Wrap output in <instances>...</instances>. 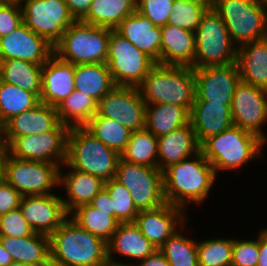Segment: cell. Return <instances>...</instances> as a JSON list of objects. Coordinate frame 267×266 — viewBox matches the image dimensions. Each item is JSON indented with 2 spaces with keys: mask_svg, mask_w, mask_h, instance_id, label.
<instances>
[{
  "mask_svg": "<svg viewBox=\"0 0 267 266\" xmlns=\"http://www.w3.org/2000/svg\"><path fill=\"white\" fill-rule=\"evenodd\" d=\"M231 115L233 125L257 135L267 144L264 131L267 124L266 89L240 81L232 98Z\"/></svg>",
  "mask_w": 267,
  "mask_h": 266,
  "instance_id": "14",
  "label": "cell"
},
{
  "mask_svg": "<svg viewBox=\"0 0 267 266\" xmlns=\"http://www.w3.org/2000/svg\"><path fill=\"white\" fill-rule=\"evenodd\" d=\"M22 195L0 178V216L19 208Z\"/></svg>",
  "mask_w": 267,
  "mask_h": 266,
  "instance_id": "47",
  "label": "cell"
},
{
  "mask_svg": "<svg viewBox=\"0 0 267 266\" xmlns=\"http://www.w3.org/2000/svg\"><path fill=\"white\" fill-rule=\"evenodd\" d=\"M213 9L237 47L267 38V12L258 0H216Z\"/></svg>",
  "mask_w": 267,
  "mask_h": 266,
  "instance_id": "9",
  "label": "cell"
},
{
  "mask_svg": "<svg viewBox=\"0 0 267 266\" xmlns=\"http://www.w3.org/2000/svg\"><path fill=\"white\" fill-rule=\"evenodd\" d=\"M49 239L51 266H110L107 242L83 229L70 216Z\"/></svg>",
  "mask_w": 267,
  "mask_h": 266,
  "instance_id": "2",
  "label": "cell"
},
{
  "mask_svg": "<svg viewBox=\"0 0 267 266\" xmlns=\"http://www.w3.org/2000/svg\"><path fill=\"white\" fill-rule=\"evenodd\" d=\"M161 65L194 64L195 32L166 24L161 27Z\"/></svg>",
  "mask_w": 267,
  "mask_h": 266,
  "instance_id": "27",
  "label": "cell"
},
{
  "mask_svg": "<svg viewBox=\"0 0 267 266\" xmlns=\"http://www.w3.org/2000/svg\"><path fill=\"white\" fill-rule=\"evenodd\" d=\"M115 179L130 192L139 212L153 210L166 203L163 172L159 168L130 163L120 157Z\"/></svg>",
  "mask_w": 267,
  "mask_h": 266,
  "instance_id": "10",
  "label": "cell"
},
{
  "mask_svg": "<svg viewBox=\"0 0 267 266\" xmlns=\"http://www.w3.org/2000/svg\"><path fill=\"white\" fill-rule=\"evenodd\" d=\"M208 8L192 0H174L167 24L195 32Z\"/></svg>",
  "mask_w": 267,
  "mask_h": 266,
  "instance_id": "41",
  "label": "cell"
},
{
  "mask_svg": "<svg viewBox=\"0 0 267 266\" xmlns=\"http://www.w3.org/2000/svg\"><path fill=\"white\" fill-rule=\"evenodd\" d=\"M3 131V121L1 120V115H0V132L2 133Z\"/></svg>",
  "mask_w": 267,
  "mask_h": 266,
  "instance_id": "58",
  "label": "cell"
},
{
  "mask_svg": "<svg viewBox=\"0 0 267 266\" xmlns=\"http://www.w3.org/2000/svg\"><path fill=\"white\" fill-rule=\"evenodd\" d=\"M84 127L94 137L110 149L116 151L119 155L124 152L132 134L129 128L118 123L116 120L99 116L97 113Z\"/></svg>",
  "mask_w": 267,
  "mask_h": 266,
  "instance_id": "36",
  "label": "cell"
},
{
  "mask_svg": "<svg viewBox=\"0 0 267 266\" xmlns=\"http://www.w3.org/2000/svg\"><path fill=\"white\" fill-rule=\"evenodd\" d=\"M114 30L129 40L155 64H161L162 33L160 26H155L147 17L135 11Z\"/></svg>",
  "mask_w": 267,
  "mask_h": 266,
  "instance_id": "22",
  "label": "cell"
},
{
  "mask_svg": "<svg viewBox=\"0 0 267 266\" xmlns=\"http://www.w3.org/2000/svg\"><path fill=\"white\" fill-rule=\"evenodd\" d=\"M106 64L118 86L138 87L155 63L115 30L110 32Z\"/></svg>",
  "mask_w": 267,
  "mask_h": 266,
  "instance_id": "11",
  "label": "cell"
},
{
  "mask_svg": "<svg viewBox=\"0 0 267 266\" xmlns=\"http://www.w3.org/2000/svg\"><path fill=\"white\" fill-rule=\"evenodd\" d=\"M43 65L25 60H0V79L8 84L35 93L40 97L42 91Z\"/></svg>",
  "mask_w": 267,
  "mask_h": 266,
  "instance_id": "32",
  "label": "cell"
},
{
  "mask_svg": "<svg viewBox=\"0 0 267 266\" xmlns=\"http://www.w3.org/2000/svg\"><path fill=\"white\" fill-rule=\"evenodd\" d=\"M120 156L130 163L158 168L157 137L146 128L132 131L130 140Z\"/></svg>",
  "mask_w": 267,
  "mask_h": 266,
  "instance_id": "37",
  "label": "cell"
},
{
  "mask_svg": "<svg viewBox=\"0 0 267 266\" xmlns=\"http://www.w3.org/2000/svg\"><path fill=\"white\" fill-rule=\"evenodd\" d=\"M137 0H93L84 23L115 29L128 15L136 11Z\"/></svg>",
  "mask_w": 267,
  "mask_h": 266,
  "instance_id": "33",
  "label": "cell"
},
{
  "mask_svg": "<svg viewBox=\"0 0 267 266\" xmlns=\"http://www.w3.org/2000/svg\"><path fill=\"white\" fill-rule=\"evenodd\" d=\"M69 216L83 229L108 242L119 222L109 212H103L90 204L78 206Z\"/></svg>",
  "mask_w": 267,
  "mask_h": 266,
  "instance_id": "38",
  "label": "cell"
},
{
  "mask_svg": "<svg viewBox=\"0 0 267 266\" xmlns=\"http://www.w3.org/2000/svg\"><path fill=\"white\" fill-rule=\"evenodd\" d=\"M0 163L1 177L22 196L52 194L59 190L58 164L15 158L4 149L0 152Z\"/></svg>",
  "mask_w": 267,
  "mask_h": 266,
  "instance_id": "7",
  "label": "cell"
},
{
  "mask_svg": "<svg viewBox=\"0 0 267 266\" xmlns=\"http://www.w3.org/2000/svg\"><path fill=\"white\" fill-rule=\"evenodd\" d=\"M3 146H2V133L0 132V152L3 150Z\"/></svg>",
  "mask_w": 267,
  "mask_h": 266,
  "instance_id": "57",
  "label": "cell"
},
{
  "mask_svg": "<svg viewBox=\"0 0 267 266\" xmlns=\"http://www.w3.org/2000/svg\"><path fill=\"white\" fill-rule=\"evenodd\" d=\"M13 261L12 256L3 248L0 242V266H7Z\"/></svg>",
  "mask_w": 267,
  "mask_h": 266,
  "instance_id": "52",
  "label": "cell"
},
{
  "mask_svg": "<svg viewBox=\"0 0 267 266\" xmlns=\"http://www.w3.org/2000/svg\"><path fill=\"white\" fill-rule=\"evenodd\" d=\"M258 258V232L254 239H239V236L234 238L231 266H257Z\"/></svg>",
  "mask_w": 267,
  "mask_h": 266,
  "instance_id": "44",
  "label": "cell"
},
{
  "mask_svg": "<svg viewBox=\"0 0 267 266\" xmlns=\"http://www.w3.org/2000/svg\"><path fill=\"white\" fill-rule=\"evenodd\" d=\"M187 214L183 208L165 203L153 210L140 211L134 223L140 232L159 249L169 237L189 221Z\"/></svg>",
  "mask_w": 267,
  "mask_h": 266,
  "instance_id": "18",
  "label": "cell"
},
{
  "mask_svg": "<svg viewBox=\"0 0 267 266\" xmlns=\"http://www.w3.org/2000/svg\"><path fill=\"white\" fill-rule=\"evenodd\" d=\"M208 237L197 241L199 266H231L234 237Z\"/></svg>",
  "mask_w": 267,
  "mask_h": 266,
  "instance_id": "40",
  "label": "cell"
},
{
  "mask_svg": "<svg viewBox=\"0 0 267 266\" xmlns=\"http://www.w3.org/2000/svg\"><path fill=\"white\" fill-rule=\"evenodd\" d=\"M97 114L137 131L145 128L146 103L138 87L116 85L99 100Z\"/></svg>",
  "mask_w": 267,
  "mask_h": 266,
  "instance_id": "15",
  "label": "cell"
},
{
  "mask_svg": "<svg viewBox=\"0 0 267 266\" xmlns=\"http://www.w3.org/2000/svg\"><path fill=\"white\" fill-rule=\"evenodd\" d=\"M174 0H137L136 11L155 26H165L172 13Z\"/></svg>",
  "mask_w": 267,
  "mask_h": 266,
  "instance_id": "43",
  "label": "cell"
},
{
  "mask_svg": "<svg viewBox=\"0 0 267 266\" xmlns=\"http://www.w3.org/2000/svg\"><path fill=\"white\" fill-rule=\"evenodd\" d=\"M198 3H201L209 8H213L216 0H192Z\"/></svg>",
  "mask_w": 267,
  "mask_h": 266,
  "instance_id": "53",
  "label": "cell"
},
{
  "mask_svg": "<svg viewBox=\"0 0 267 266\" xmlns=\"http://www.w3.org/2000/svg\"><path fill=\"white\" fill-rule=\"evenodd\" d=\"M39 102V97L35 93L0 79V115L3 129L11 118L33 108Z\"/></svg>",
  "mask_w": 267,
  "mask_h": 266,
  "instance_id": "39",
  "label": "cell"
},
{
  "mask_svg": "<svg viewBox=\"0 0 267 266\" xmlns=\"http://www.w3.org/2000/svg\"><path fill=\"white\" fill-rule=\"evenodd\" d=\"M190 123V111L174 104L146 105L145 128L159 137Z\"/></svg>",
  "mask_w": 267,
  "mask_h": 266,
  "instance_id": "31",
  "label": "cell"
},
{
  "mask_svg": "<svg viewBox=\"0 0 267 266\" xmlns=\"http://www.w3.org/2000/svg\"><path fill=\"white\" fill-rule=\"evenodd\" d=\"M157 144L158 168L162 172L170 165L179 163L200 151V144L191 123L157 137Z\"/></svg>",
  "mask_w": 267,
  "mask_h": 266,
  "instance_id": "26",
  "label": "cell"
},
{
  "mask_svg": "<svg viewBox=\"0 0 267 266\" xmlns=\"http://www.w3.org/2000/svg\"><path fill=\"white\" fill-rule=\"evenodd\" d=\"M259 258L257 266H267V230L259 228L258 231Z\"/></svg>",
  "mask_w": 267,
  "mask_h": 266,
  "instance_id": "50",
  "label": "cell"
},
{
  "mask_svg": "<svg viewBox=\"0 0 267 266\" xmlns=\"http://www.w3.org/2000/svg\"><path fill=\"white\" fill-rule=\"evenodd\" d=\"M23 23L20 3L0 2V38L10 34Z\"/></svg>",
  "mask_w": 267,
  "mask_h": 266,
  "instance_id": "46",
  "label": "cell"
},
{
  "mask_svg": "<svg viewBox=\"0 0 267 266\" xmlns=\"http://www.w3.org/2000/svg\"><path fill=\"white\" fill-rule=\"evenodd\" d=\"M23 23L53 47L76 20L64 0H22Z\"/></svg>",
  "mask_w": 267,
  "mask_h": 266,
  "instance_id": "12",
  "label": "cell"
},
{
  "mask_svg": "<svg viewBox=\"0 0 267 266\" xmlns=\"http://www.w3.org/2000/svg\"><path fill=\"white\" fill-rule=\"evenodd\" d=\"M97 102L74 90L57 108L59 122L71 127H84L97 113Z\"/></svg>",
  "mask_w": 267,
  "mask_h": 266,
  "instance_id": "35",
  "label": "cell"
},
{
  "mask_svg": "<svg viewBox=\"0 0 267 266\" xmlns=\"http://www.w3.org/2000/svg\"><path fill=\"white\" fill-rule=\"evenodd\" d=\"M148 104H174L191 111L196 98L194 69L189 66L155 64L138 86Z\"/></svg>",
  "mask_w": 267,
  "mask_h": 266,
  "instance_id": "4",
  "label": "cell"
},
{
  "mask_svg": "<svg viewBox=\"0 0 267 266\" xmlns=\"http://www.w3.org/2000/svg\"><path fill=\"white\" fill-rule=\"evenodd\" d=\"M113 29L75 21L54 46L61 60L76 64L106 63L108 42Z\"/></svg>",
  "mask_w": 267,
  "mask_h": 266,
  "instance_id": "6",
  "label": "cell"
},
{
  "mask_svg": "<svg viewBox=\"0 0 267 266\" xmlns=\"http://www.w3.org/2000/svg\"><path fill=\"white\" fill-rule=\"evenodd\" d=\"M195 100L231 104L236 85L240 82L236 63L227 66H207L194 69Z\"/></svg>",
  "mask_w": 267,
  "mask_h": 266,
  "instance_id": "17",
  "label": "cell"
},
{
  "mask_svg": "<svg viewBox=\"0 0 267 266\" xmlns=\"http://www.w3.org/2000/svg\"><path fill=\"white\" fill-rule=\"evenodd\" d=\"M190 123L201 145L209 137L233 125L231 104L195 100L190 111Z\"/></svg>",
  "mask_w": 267,
  "mask_h": 266,
  "instance_id": "25",
  "label": "cell"
},
{
  "mask_svg": "<svg viewBox=\"0 0 267 266\" xmlns=\"http://www.w3.org/2000/svg\"><path fill=\"white\" fill-rule=\"evenodd\" d=\"M33 233L20 208L0 216V236L21 238L30 236Z\"/></svg>",
  "mask_w": 267,
  "mask_h": 266,
  "instance_id": "45",
  "label": "cell"
},
{
  "mask_svg": "<svg viewBox=\"0 0 267 266\" xmlns=\"http://www.w3.org/2000/svg\"><path fill=\"white\" fill-rule=\"evenodd\" d=\"M7 266H29V265H26V264L21 263V262L13 261L12 263H10V264L7 265Z\"/></svg>",
  "mask_w": 267,
  "mask_h": 266,
  "instance_id": "54",
  "label": "cell"
},
{
  "mask_svg": "<svg viewBox=\"0 0 267 266\" xmlns=\"http://www.w3.org/2000/svg\"><path fill=\"white\" fill-rule=\"evenodd\" d=\"M22 0H0V2H15L20 3Z\"/></svg>",
  "mask_w": 267,
  "mask_h": 266,
  "instance_id": "56",
  "label": "cell"
},
{
  "mask_svg": "<svg viewBox=\"0 0 267 266\" xmlns=\"http://www.w3.org/2000/svg\"><path fill=\"white\" fill-rule=\"evenodd\" d=\"M115 266H136V265H115Z\"/></svg>",
  "mask_w": 267,
  "mask_h": 266,
  "instance_id": "59",
  "label": "cell"
},
{
  "mask_svg": "<svg viewBox=\"0 0 267 266\" xmlns=\"http://www.w3.org/2000/svg\"><path fill=\"white\" fill-rule=\"evenodd\" d=\"M0 242L16 262L29 266H51L48 236L38 233L21 238L0 236Z\"/></svg>",
  "mask_w": 267,
  "mask_h": 266,
  "instance_id": "29",
  "label": "cell"
},
{
  "mask_svg": "<svg viewBox=\"0 0 267 266\" xmlns=\"http://www.w3.org/2000/svg\"><path fill=\"white\" fill-rule=\"evenodd\" d=\"M74 81L75 90L97 103L116 86L106 63L76 64Z\"/></svg>",
  "mask_w": 267,
  "mask_h": 266,
  "instance_id": "30",
  "label": "cell"
},
{
  "mask_svg": "<svg viewBox=\"0 0 267 266\" xmlns=\"http://www.w3.org/2000/svg\"><path fill=\"white\" fill-rule=\"evenodd\" d=\"M266 143L257 135L232 125L229 129L206 139L200 150L213 166L215 173L239 172L247 164L259 158L265 159ZM250 162V163H249Z\"/></svg>",
  "mask_w": 267,
  "mask_h": 266,
  "instance_id": "3",
  "label": "cell"
},
{
  "mask_svg": "<svg viewBox=\"0 0 267 266\" xmlns=\"http://www.w3.org/2000/svg\"><path fill=\"white\" fill-rule=\"evenodd\" d=\"M69 12L76 21L81 20L88 12L93 0H64Z\"/></svg>",
  "mask_w": 267,
  "mask_h": 266,
  "instance_id": "49",
  "label": "cell"
},
{
  "mask_svg": "<svg viewBox=\"0 0 267 266\" xmlns=\"http://www.w3.org/2000/svg\"><path fill=\"white\" fill-rule=\"evenodd\" d=\"M104 184L105 182L97 176L73 168H65L63 164L59 170V191L60 194L61 190L65 192V195L61 194L63 196L61 198L66 212L70 214L78 206L89 204L104 189Z\"/></svg>",
  "mask_w": 267,
  "mask_h": 266,
  "instance_id": "24",
  "label": "cell"
},
{
  "mask_svg": "<svg viewBox=\"0 0 267 266\" xmlns=\"http://www.w3.org/2000/svg\"><path fill=\"white\" fill-rule=\"evenodd\" d=\"M217 175L201 150L163 171L164 197L166 203L183 208L203 206L215 189ZM205 202V203H204Z\"/></svg>",
  "mask_w": 267,
  "mask_h": 266,
  "instance_id": "1",
  "label": "cell"
},
{
  "mask_svg": "<svg viewBox=\"0 0 267 266\" xmlns=\"http://www.w3.org/2000/svg\"><path fill=\"white\" fill-rule=\"evenodd\" d=\"M136 266H169L165 256L157 249L154 253L139 261Z\"/></svg>",
  "mask_w": 267,
  "mask_h": 266,
  "instance_id": "51",
  "label": "cell"
},
{
  "mask_svg": "<svg viewBox=\"0 0 267 266\" xmlns=\"http://www.w3.org/2000/svg\"><path fill=\"white\" fill-rule=\"evenodd\" d=\"M58 192L22 196L19 208L34 233L50 237L69 216Z\"/></svg>",
  "mask_w": 267,
  "mask_h": 266,
  "instance_id": "16",
  "label": "cell"
},
{
  "mask_svg": "<svg viewBox=\"0 0 267 266\" xmlns=\"http://www.w3.org/2000/svg\"><path fill=\"white\" fill-rule=\"evenodd\" d=\"M59 124L57 108L39 102L5 124L2 131V146L5 148L16 137L53 131Z\"/></svg>",
  "mask_w": 267,
  "mask_h": 266,
  "instance_id": "21",
  "label": "cell"
},
{
  "mask_svg": "<svg viewBox=\"0 0 267 266\" xmlns=\"http://www.w3.org/2000/svg\"><path fill=\"white\" fill-rule=\"evenodd\" d=\"M156 250L157 248L140 232L134 222L119 223L107 242V258L110 266L135 265ZM114 255L120 256L119 259ZM121 257L122 259L124 257L125 262L120 259Z\"/></svg>",
  "mask_w": 267,
  "mask_h": 266,
  "instance_id": "19",
  "label": "cell"
},
{
  "mask_svg": "<svg viewBox=\"0 0 267 266\" xmlns=\"http://www.w3.org/2000/svg\"><path fill=\"white\" fill-rule=\"evenodd\" d=\"M112 198L108 191L102 189L89 203L91 206L103 212H109V215L114 217V210L112 205Z\"/></svg>",
  "mask_w": 267,
  "mask_h": 266,
  "instance_id": "48",
  "label": "cell"
},
{
  "mask_svg": "<svg viewBox=\"0 0 267 266\" xmlns=\"http://www.w3.org/2000/svg\"><path fill=\"white\" fill-rule=\"evenodd\" d=\"M69 129L68 126L60 123L53 131L16 137L4 150L15 158L55 163L61 167L67 158Z\"/></svg>",
  "mask_w": 267,
  "mask_h": 266,
  "instance_id": "13",
  "label": "cell"
},
{
  "mask_svg": "<svg viewBox=\"0 0 267 266\" xmlns=\"http://www.w3.org/2000/svg\"><path fill=\"white\" fill-rule=\"evenodd\" d=\"M104 188L112 198L114 218L119 223L134 222L139 211L126 187L113 178L105 181Z\"/></svg>",
  "mask_w": 267,
  "mask_h": 266,
  "instance_id": "42",
  "label": "cell"
},
{
  "mask_svg": "<svg viewBox=\"0 0 267 266\" xmlns=\"http://www.w3.org/2000/svg\"><path fill=\"white\" fill-rule=\"evenodd\" d=\"M54 54V47L24 23L0 38V60L19 59L44 65Z\"/></svg>",
  "mask_w": 267,
  "mask_h": 266,
  "instance_id": "20",
  "label": "cell"
},
{
  "mask_svg": "<svg viewBox=\"0 0 267 266\" xmlns=\"http://www.w3.org/2000/svg\"><path fill=\"white\" fill-rule=\"evenodd\" d=\"M187 222L159 248L169 266H199L197 239L187 237ZM184 232V233H182Z\"/></svg>",
  "mask_w": 267,
  "mask_h": 266,
  "instance_id": "34",
  "label": "cell"
},
{
  "mask_svg": "<svg viewBox=\"0 0 267 266\" xmlns=\"http://www.w3.org/2000/svg\"><path fill=\"white\" fill-rule=\"evenodd\" d=\"M120 157L85 127L69 129L65 167L89 173L105 182L115 178Z\"/></svg>",
  "mask_w": 267,
  "mask_h": 266,
  "instance_id": "5",
  "label": "cell"
},
{
  "mask_svg": "<svg viewBox=\"0 0 267 266\" xmlns=\"http://www.w3.org/2000/svg\"><path fill=\"white\" fill-rule=\"evenodd\" d=\"M237 46L219 14L208 8L195 30L193 69L236 63Z\"/></svg>",
  "mask_w": 267,
  "mask_h": 266,
  "instance_id": "8",
  "label": "cell"
},
{
  "mask_svg": "<svg viewBox=\"0 0 267 266\" xmlns=\"http://www.w3.org/2000/svg\"><path fill=\"white\" fill-rule=\"evenodd\" d=\"M74 72L75 65L53 54L43 65L40 102L60 105L75 90Z\"/></svg>",
  "mask_w": 267,
  "mask_h": 266,
  "instance_id": "23",
  "label": "cell"
},
{
  "mask_svg": "<svg viewBox=\"0 0 267 266\" xmlns=\"http://www.w3.org/2000/svg\"><path fill=\"white\" fill-rule=\"evenodd\" d=\"M240 81L267 90V38L237 47Z\"/></svg>",
  "mask_w": 267,
  "mask_h": 266,
  "instance_id": "28",
  "label": "cell"
},
{
  "mask_svg": "<svg viewBox=\"0 0 267 266\" xmlns=\"http://www.w3.org/2000/svg\"><path fill=\"white\" fill-rule=\"evenodd\" d=\"M258 2L265 9V11L267 12V0H258Z\"/></svg>",
  "mask_w": 267,
  "mask_h": 266,
  "instance_id": "55",
  "label": "cell"
}]
</instances>
